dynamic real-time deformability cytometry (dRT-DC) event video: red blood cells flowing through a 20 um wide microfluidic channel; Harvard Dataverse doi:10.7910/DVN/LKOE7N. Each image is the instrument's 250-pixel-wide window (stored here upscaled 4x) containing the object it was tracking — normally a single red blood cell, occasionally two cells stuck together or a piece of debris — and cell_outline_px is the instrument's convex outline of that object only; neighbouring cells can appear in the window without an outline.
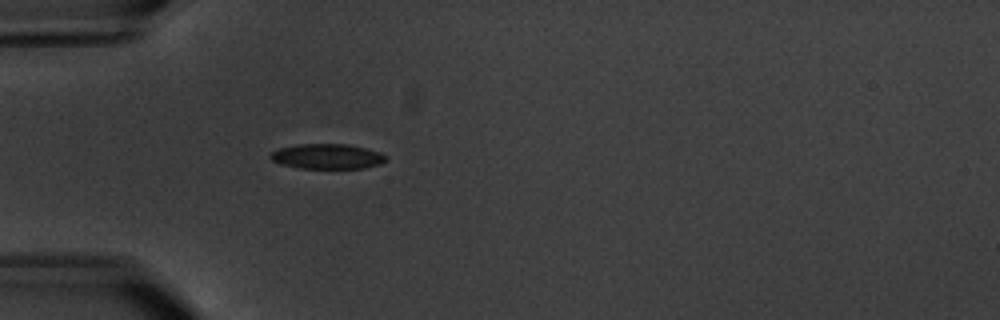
{"species": "common noctule bat (a hibernating species)", "species_latin": "Nyctalus noctula", "temperature_condition": "warm", "stored_images_in_passage": 5, "camera_frame_rate_fps": 3000, "um_per_image_px": 0.085, "animal": {"sex": "male", "body_mass_g": 20.1, "forearm_length_mm": 53.5}, "frame": {"image": 1, "passage_image": 5, "time_ms": 5.0, "image_size_px": [1000, 320], "cell_outline_px": [[388, 160], [380, 164], [364, 168], [300, 168], [280, 164], [272, 160], [268, 156], [272, 152], [280, 148], [296, 144], [348, 144], [380, 152], [388, 156]], "centroid_in_image_um": [27.83, 13.29], "position_along_channel_um": 57.2, "area_um2": 16.94}}